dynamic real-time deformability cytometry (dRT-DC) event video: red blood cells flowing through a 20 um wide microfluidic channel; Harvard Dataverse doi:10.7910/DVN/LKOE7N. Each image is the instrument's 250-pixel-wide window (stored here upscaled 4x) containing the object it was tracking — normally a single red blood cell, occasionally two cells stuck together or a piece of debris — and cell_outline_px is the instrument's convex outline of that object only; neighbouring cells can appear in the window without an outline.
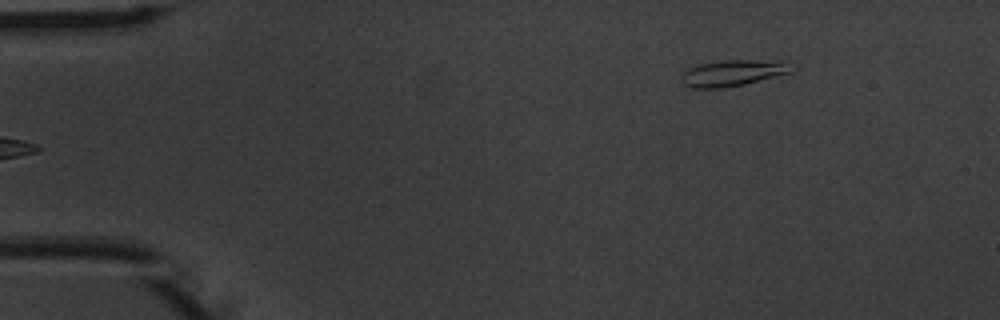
{"species": "common noctule bat (a hibernating species)", "species_latin": "Nyctalus noctula", "temperature_condition": "warm", "stored_images_in_passage": 6, "segment_of_instrument_passage": [2, 2], "camera_frame_rate_fps": 3000, "um_per_image_px": 0.085, "animal": {"sex": "male", "body_mass_g": 20.1, "forearm_length_mm": 53.5}, "frame": {"image": 1, "passage_image": 6, "time_ms": 6.0, "image_size_px": [1000, 320], "cell_outline_px": [[788, 72], [744, 84], [724, 88], [692, 88], [684, 84], [680, 80], [680, 76], [688, 68], [700, 64], [724, 60], [784, 60]], "centroid_in_image_um": [62.15, 6.2], "position_along_channel_um": 22.8, "area_um2": 16.36}}